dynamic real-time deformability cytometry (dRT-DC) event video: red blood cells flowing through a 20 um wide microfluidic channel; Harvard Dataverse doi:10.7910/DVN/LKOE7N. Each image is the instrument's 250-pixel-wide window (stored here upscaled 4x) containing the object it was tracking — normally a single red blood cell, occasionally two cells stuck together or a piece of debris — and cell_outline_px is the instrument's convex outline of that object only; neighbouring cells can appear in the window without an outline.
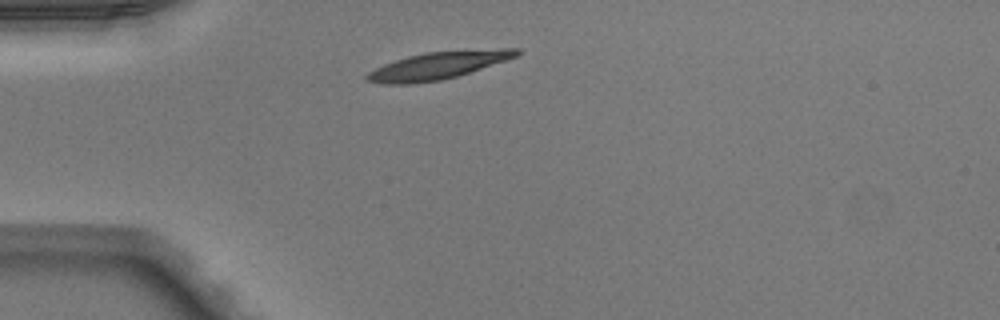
{"species": "Egyptian fruit bat (a non-hibernating species)", "species_latin": "Rousettus aegyptiacus", "temperature_condition": "warm", "stored_images_in_passage": 38, "camera_frame_rate_fps": 3000, "um_per_image_px": 0.085, "animal": {"sex": "male"}, "frame": {"image": 1, "passage_image": 1, "time_ms": 0.0, "image_size_px": [1000, 320], "cell_outline_px": [[520, 52], [516, 56], [456, 76], [440, 80], [408, 84], [380, 84], [364, 80], [364, 76], [368, 72], [384, 64], [408, 56], [428, 52], [500, 48], [520, 48]], "centroid_in_image_um": [37.16, 5.57], "position_along_channel_um": 47.8, "area_um2": 23.47}}
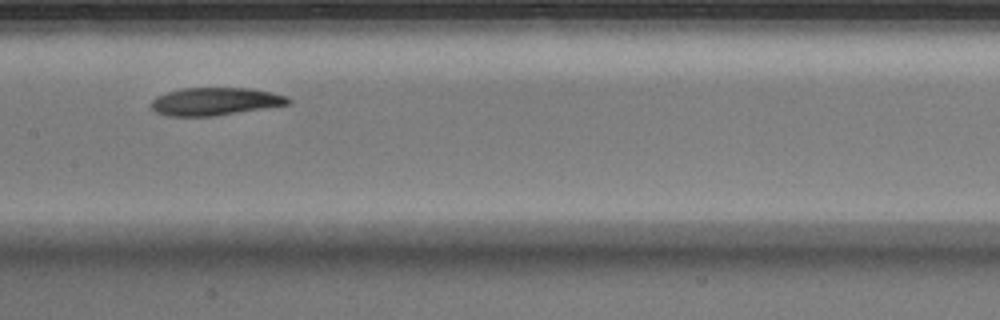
{"frame": {"image": 2, "passage_image": 13, "time_ms": 4.0, "image_size_px": [1000, 320], "cell_outline_px": [[292, 100], [288, 104], [212, 116], [168, 116], [156, 112], [152, 108], [152, 100], [156, 96], [168, 92], [184, 88], [248, 88], [288, 96]], "centroid_in_image_um": [18.26, 8.62], "position_along_channel_um": 189.1, "area_um2": 21.79}}
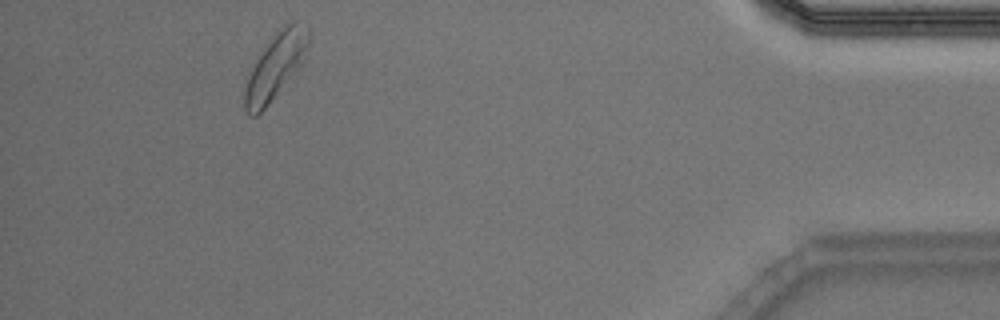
{"frame": {"image": 3, "passage_image": 34, "time_ms": 11.0, "image_size_px": [1000, 320], "cell_outline_px": [[312, 40], [304, 60], [268, 104], [256, 116], [252, 116], [244, 108], [244, 88], [252, 68], [256, 60], [268, 44], [288, 24], [296, 20], [308, 24], [312, 28]], "centroid_in_image_um": [23.51, 5.58], "position_along_channel_um": 411.7, "area_um2": 23.87}, "authors_computed_cell_mechanics": {"area_um2": 22.8888, "velocity_mm_per_s": 3.9793, "shape_relaxation_time_tau1_ms": 5.1281, "shape_relaxation_time_tau2_ms": 9.4454, "deformation_change_tau1": 0.1477, "deformation_change_tau2": 0.1594}}